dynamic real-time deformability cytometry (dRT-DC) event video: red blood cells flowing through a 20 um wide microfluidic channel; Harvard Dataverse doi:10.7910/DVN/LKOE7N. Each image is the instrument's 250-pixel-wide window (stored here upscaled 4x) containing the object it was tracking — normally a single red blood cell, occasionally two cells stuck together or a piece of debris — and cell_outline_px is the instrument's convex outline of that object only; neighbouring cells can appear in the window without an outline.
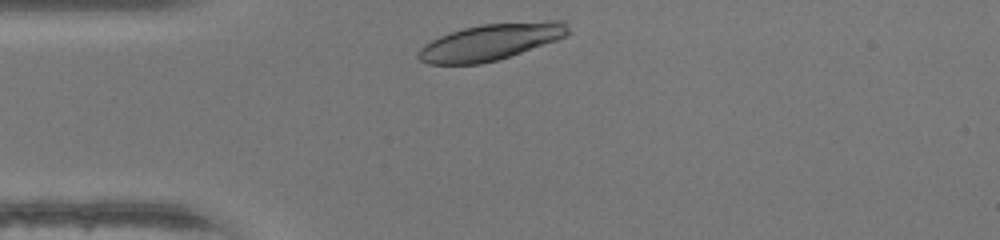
{"species": "human", "species_latin": "Homo sapiens", "temperature_condition": "warm", "stored_images_in_passage": 27, "camera_frame_rate_fps": 3000, "um_per_image_px": 0.085, "donor": {"sex": "female"}, "frame": {"image": 1, "passage_image": 2, "time_ms": 0.333, "image_size_px": [1000, 240], "cell_outline_px": [[572, 32], [556, 40], [496, 60], [480, 64], [428, 64], [420, 60], [416, 56], [416, 52], [424, 44], [440, 36], [464, 28], [480, 24], [548, 20], [564, 20]], "centroid_in_image_um": [41.7, 3.55], "position_along_channel_um": 43.3, "area_um2": 31.73}}
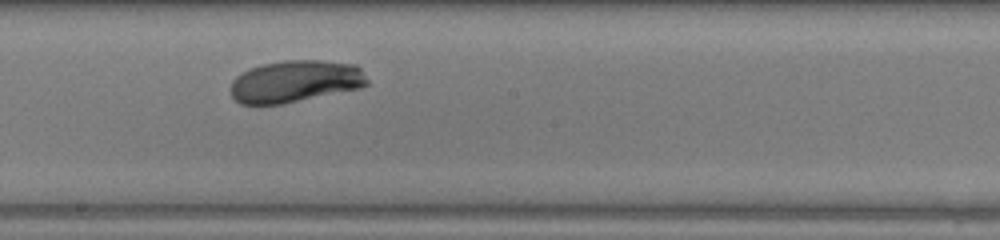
{"frame": {"image": 2, "passage_image": 16, "time_ms": 5.0, "image_size_px": [1000, 240], "cell_outline_px": [[368, 84], [360, 88], [284, 104], [240, 104], [232, 96], [232, 80], [236, 76], [248, 68], [264, 64], [284, 60], [324, 60], [356, 64], [360, 68], [368, 80]], "centroid_in_image_um": [25.11, 6.91], "position_along_channel_um": 223.1, "area_um2": 33.58}}
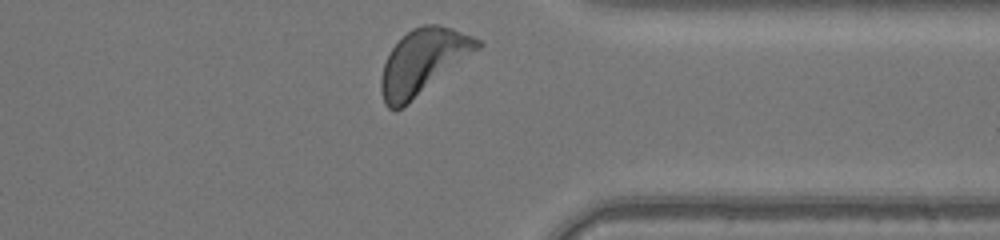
{"frame": {"image": 3, "passage_image": 27, "time_ms": 8.667, "image_size_px": [1000, 240], "cell_outline_px": [[484, 44], [480, 48], [396, 112], [388, 108], [384, 104], [380, 88], [380, 76], [384, 64], [392, 48], [412, 28], [424, 24], [440, 24], [452, 28], [472, 36], [480, 40]], "centroid_in_image_um": [35.94, 5.24], "position_along_channel_um": 375.5, "area_um2": 36.01}, "authors_computed_cell_mechanics": {"area_um2": 33.4662, "velocity_mm_per_s": 4.327, "shape_relaxation_time_tau1_ms": 2.0108, "shape_relaxation_time_tau2_ms": null, "deformation_change_tau1": 0.1399, "deformation_change_tau2": null}}